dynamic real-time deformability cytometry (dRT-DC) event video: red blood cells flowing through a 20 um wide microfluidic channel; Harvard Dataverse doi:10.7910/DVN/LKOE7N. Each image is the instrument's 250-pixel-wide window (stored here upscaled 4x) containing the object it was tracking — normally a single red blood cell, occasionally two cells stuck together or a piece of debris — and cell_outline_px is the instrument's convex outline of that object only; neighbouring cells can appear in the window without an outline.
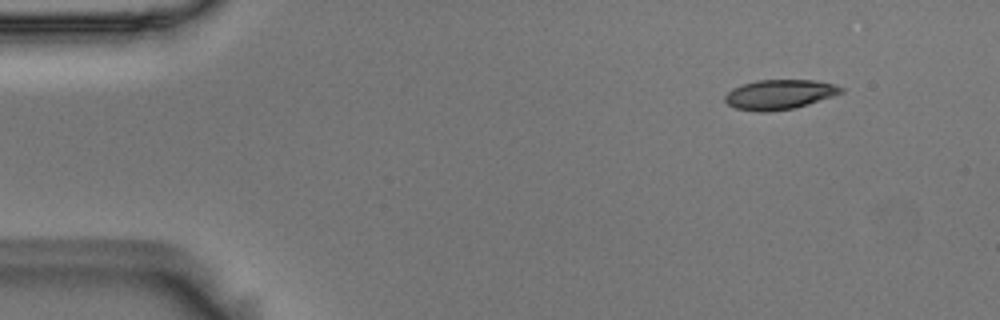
{"species": "Egyptian fruit bat (a non-hibernating species)", "species_latin": "Rousettus aegyptiacus", "temperature_condition": "room temperature", "stored_images_in_passage": 49, "camera_frame_rate_fps": 3000, "um_per_image_px": 0.085, "animal": {"sex": "male"}, "frame": {"image": 1, "passage_image": 1, "time_ms": 0.0, "image_size_px": [1000, 320], "cell_outline_px": [[844, 92], [808, 104], [792, 108], [768, 112], [756, 112], [736, 108], [728, 104], [724, 100], [724, 96], [732, 88], [756, 80], [812, 80], [832, 84], [844, 88]], "centroid_in_image_um": [66.22, 8.03], "position_along_channel_um": 18.8, "area_um2": 19.94}}
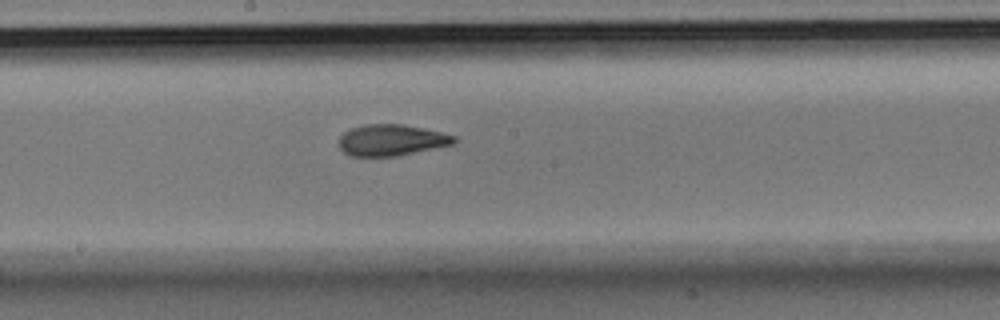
{"frame": {"image": 2, "passage_image": 24, "time_ms": 7.667, "image_size_px": [1000, 320], "cell_outline_px": [[456, 140], [452, 144], [396, 156], [352, 156], [344, 152], [340, 148], [340, 136], [344, 132], [352, 128], [364, 124], [404, 124], [440, 132], [456, 136]], "centroid_in_image_um": [33.25, 11.9], "position_along_channel_um": 215.0, "area_um2": 20.69}}
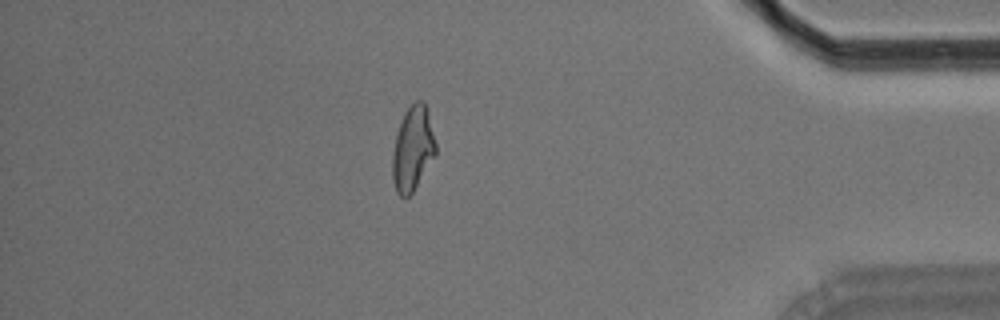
{"frame": {"image": 3, "passage_image": 42, "time_ms": 13.667, "image_size_px": [1000, 320], "cell_outline_px": [[436, 152], [412, 192], [404, 200], [396, 192], [392, 176], [392, 156], [396, 136], [404, 112], [416, 100], [420, 100], [428, 108], [436, 144]], "centroid_in_image_um": [35.07, 12.63], "position_along_channel_um": 400.1, "area_um2": 21.04}, "authors_computed_cell_mechanics": {"area_um2": 21.0392, "velocity_mm_per_s": 3.7143, "shape_relaxation_time_tau1_ms": 7.3805, "shape_relaxation_time_tau2_ms": 2.0419, "deformation_change_tau1": 0.203, "deformation_change_tau2": 0.0861}}